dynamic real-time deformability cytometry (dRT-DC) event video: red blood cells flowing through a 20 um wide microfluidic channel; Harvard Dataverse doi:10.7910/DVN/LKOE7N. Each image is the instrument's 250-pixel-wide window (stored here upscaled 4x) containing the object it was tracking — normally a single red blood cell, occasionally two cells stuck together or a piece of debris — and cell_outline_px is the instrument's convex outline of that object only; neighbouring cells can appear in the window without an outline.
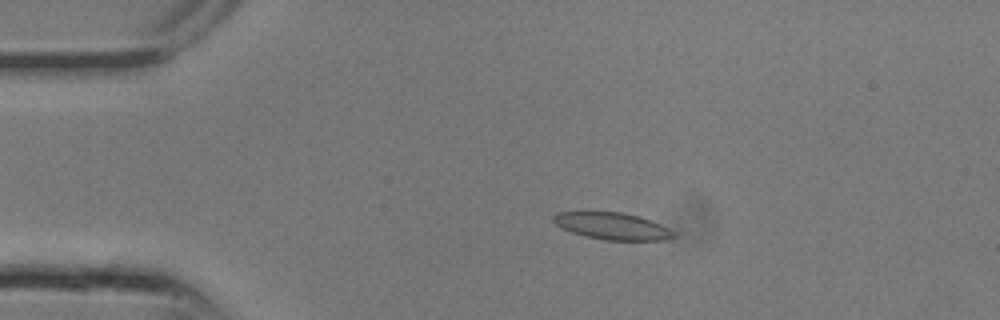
{"species": "common noctule bat (a hibernating species)", "species_latin": "Nyctalus noctula", "temperature_condition": "room temperature", "stored_images_in_passage": 10, "camera_frame_rate_fps": 3000, "um_per_image_px": 0.085, "animal": {"sex": "male", "body_mass_g": 13.3}, "frame": {"image": 1, "passage_image": 6, "time_ms": 1.667, "image_size_px": [1000, 320], "cell_outline_px": [[676, 236], [668, 240], [604, 240], [584, 236], [572, 232], [556, 224], [552, 220], [552, 216], [556, 212], [624, 212], [640, 216], [660, 224], [668, 228]], "centroid_in_image_um": [52.05, 19.21], "position_along_channel_um": 33.0, "area_um2": 18.84}}
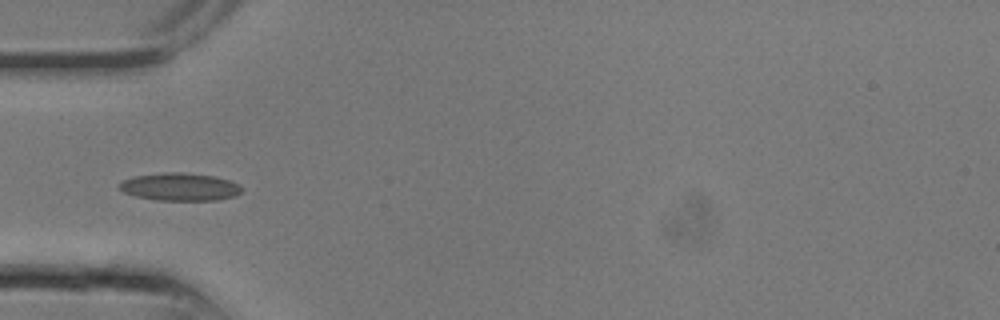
{"frame": {"image": 2, "passage_image": 9, "time_ms": 2.667, "image_size_px": [1000, 320], "cell_outline_px": [[240, 192], [236, 196], [216, 200], [156, 200], [136, 196], [124, 192], [120, 188], [120, 184], [124, 180], [132, 176], [164, 172], [184, 172], [216, 176], [228, 180], [236, 184], [240, 188]], "centroid_in_image_um": [15.28, 15.87], "position_along_channel_um": 69.7, "area_um2": 19.65}}